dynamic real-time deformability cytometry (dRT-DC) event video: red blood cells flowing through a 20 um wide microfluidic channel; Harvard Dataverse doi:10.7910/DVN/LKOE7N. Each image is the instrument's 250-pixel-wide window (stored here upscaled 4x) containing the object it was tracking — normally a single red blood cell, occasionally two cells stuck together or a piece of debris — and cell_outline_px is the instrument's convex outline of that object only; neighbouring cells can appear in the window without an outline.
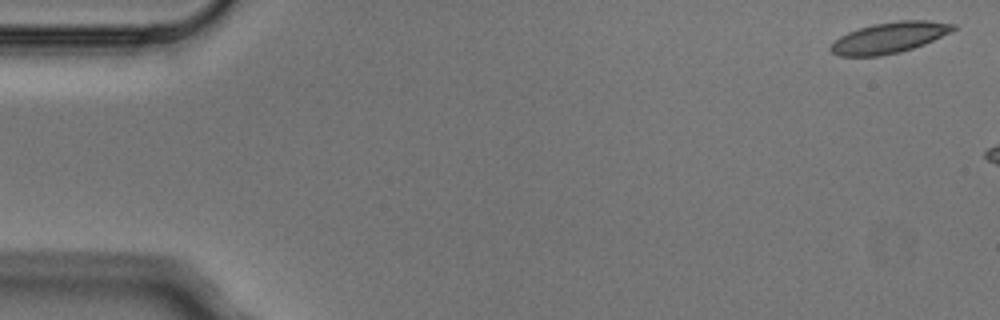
{"species": "Egyptian fruit bat (a non-hibernating species)", "species_latin": "Rousettus aegyptiacus", "temperature_condition": "cold", "stored_images_in_passage": 3, "camera_frame_rate_fps": 3000, "um_per_image_px": 0.085, "animal": {"sex": "male"}, "frame": {"image": 1, "passage_image": 1, "time_ms": 0.0, "image_size_px": [1000, 320], "cell_outline_px": [[956, 28], [952, 32], [924, 44], [900, 52], [880, 56], [840, 56], [832, 52], [828, 48], [840, 36], [848, 32], [872, 24], [900, 20], [928, 20], [956, 24]], "centroid_in_image_um": [75.61, 3.19], "position_along_channel_um": 9.4, "area_um2": 22.02}}